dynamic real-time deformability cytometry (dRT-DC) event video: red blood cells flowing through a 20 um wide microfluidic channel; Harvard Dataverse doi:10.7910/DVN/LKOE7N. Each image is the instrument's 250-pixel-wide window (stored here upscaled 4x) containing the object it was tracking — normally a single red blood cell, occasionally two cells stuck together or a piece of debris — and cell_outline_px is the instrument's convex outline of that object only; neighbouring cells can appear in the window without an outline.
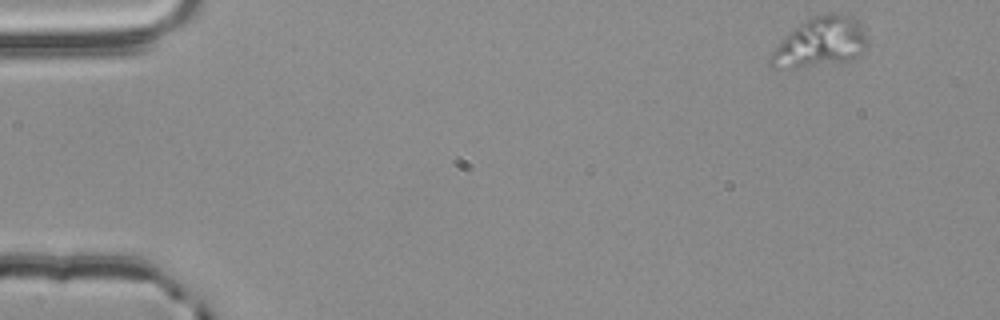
{"species": "common noctule bat (a hibernating species)", "species_latin": "Nyctalus noctula", "temperature_condition": "room temperature", "stored_images_in_passage": 52, "camera_frame_rate_fps": 3000, "um_per_image_px": 0.085, "animal": {"sex": "male", "body_mass_g": 20.4}, "frame": {"image": 1, "passage_image": 1, "time_ms": 0.0, "image_size_px": [1000, 320], "cell_outline_px": [[868, 44], [856, 56], [848, 60], [792, 68], [772, 68], [768, 64], [768, 60], [772, 52], [796, 28], [808, 20], [816, 16], [828, 12], [840, 12], [852, 16], [860, 24], [868, 40]], "centroid_in_image_um": [69.75, 3.58], "position_along_channel_um": 15.2, "area_um2": 27.17}}
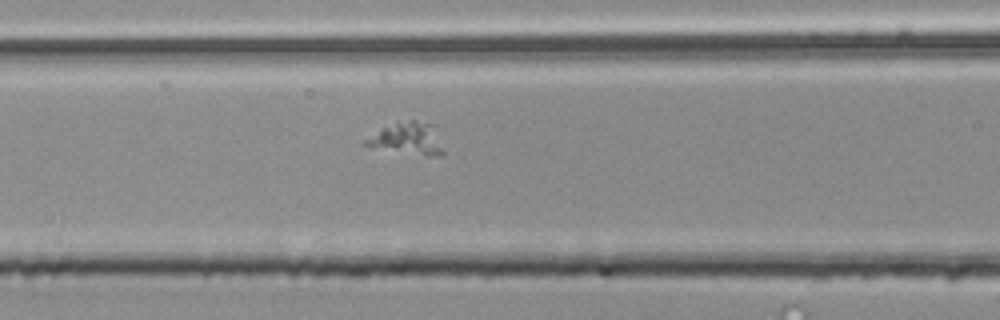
{"frame": {"image": 2, "passage_image": 20, "time_ms": 6.333, "image_size_px": [1000, 320], "cell_outline_px": [[444, 152], [440, 156], [428, 156], [368, 148], [360, 144], [364, 140], [396, 120], [416, 120], [436, 124]], "centroid_in_image_um": [34.64, 11.77], "position_along_channel_um": 132.0, "area_um2": 15.2}}
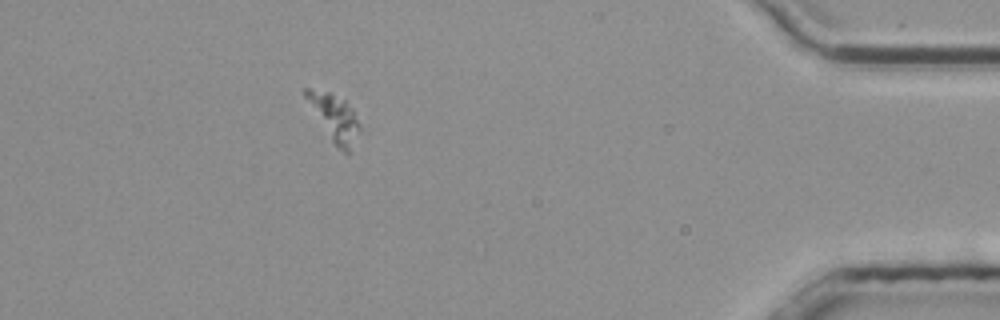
{"frame": {"image": 3, "passage_image": 46, "time_ms": 15.0, "image_size_px": [1000, 320], "cell_outline_px": [[360, 128], [348, 156], [332, 140], [304, 96], [300, 88], [308, 88], [328, 92], [344, 100], [352, 108], [360, 124]], "centroid_in_image_um": [28.43, 9.97], "position_along_channel_um": 406.8, "area_um2": 14.05}}